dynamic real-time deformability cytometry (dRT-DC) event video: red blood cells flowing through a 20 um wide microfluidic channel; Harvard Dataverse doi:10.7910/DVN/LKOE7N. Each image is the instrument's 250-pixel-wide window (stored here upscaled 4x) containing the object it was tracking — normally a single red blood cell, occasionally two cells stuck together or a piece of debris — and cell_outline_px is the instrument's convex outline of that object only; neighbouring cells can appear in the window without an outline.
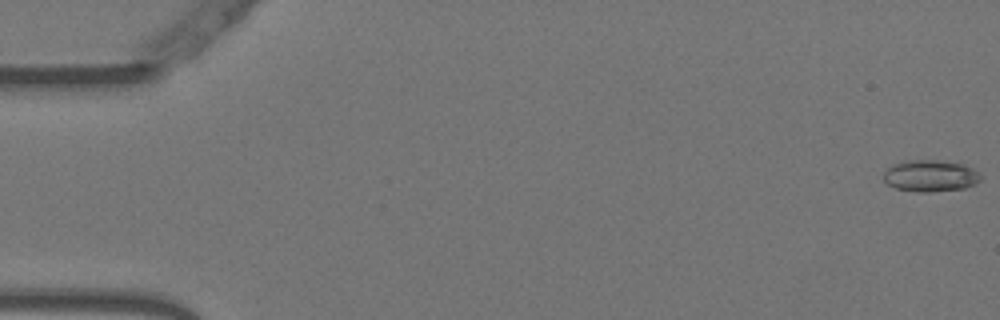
{"species": "Egyptian fruit bat (a non-hibernating species)", "species_latin": "Rousettus aegyptiacus", "temperature_condition": "warm", "stored_images_in_passage": 54, "camera_frame_rate_fps": 3000, "um_per_image_px": 0.085, "animal": {"sex": "female"}, "frame": {"image": 1, "passage_image": 1, "time_ms": 0.0, "image_size_px": [1000, 320], "cell_outline_px": [[980, 180], [964, 188], [928, 192], [916, 192], [896, 188], [888, 184], [884, 180], [884, 172], [892, 164], [904, 160], [940, 160], [964, 164], [972, 168], [980, 176]], "centroid_in_image_um": [79.04, 14.93], "position_along_channel_um": 6.0, "area_um2": 17.8}}
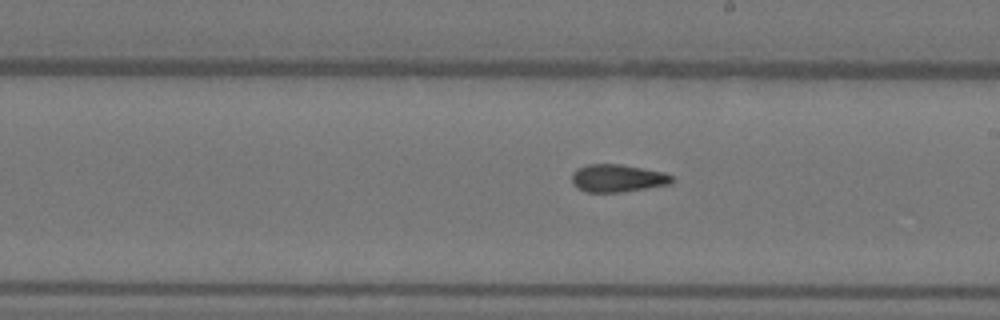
{"frame": {"image": 2, "passage_image": 31, "time_ms": 10.0, "image_size_px": [1000, 320], "cell_outline_px": [[676, 180], [672, 184], [620, 192], [588, 192], [572, 184], [572, 172], [576, 168], [588, 164], [620, 164], [664, 172], [672, 176]], "centroid_in_image_um": [52.51, 15.14], "position_along_channel_um": 236.5, "area_um2": 16.18}}
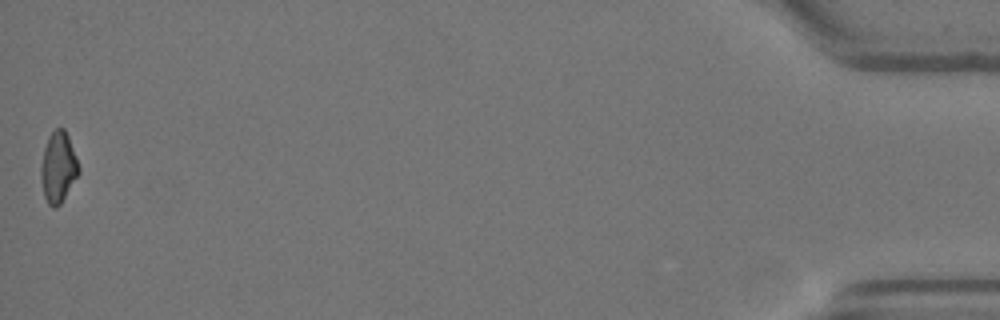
{"frame": {"image": 3, "passage_image": 54, "time_ms": 17.667, "image_size_px": [1000, 320], "cell_outline_px": [[80, 172], [60, 204], [56, 208], [52, 208], [48, 204], [44, 196], [40, 176], [40, 168], [44, 148], [48, 136], [56, 128], [64, 128], [68, 136], [80, 168]], "centroid_in_image_um": [4.94, 14.23], "position_along_channel_um": 430.3, "area_um2": 15.55}, "authors_computed_cell_mechanics": {"area_um2": 16.2996, "velocity_mm_per_s": 3.7916, "shape_relaxation_time_tau1_ms": null, "shape_relaxation_time_tau2_ms": 3.2259, "deformation_change_tau1": null, "deformation_change_tau2": 0.1116}}